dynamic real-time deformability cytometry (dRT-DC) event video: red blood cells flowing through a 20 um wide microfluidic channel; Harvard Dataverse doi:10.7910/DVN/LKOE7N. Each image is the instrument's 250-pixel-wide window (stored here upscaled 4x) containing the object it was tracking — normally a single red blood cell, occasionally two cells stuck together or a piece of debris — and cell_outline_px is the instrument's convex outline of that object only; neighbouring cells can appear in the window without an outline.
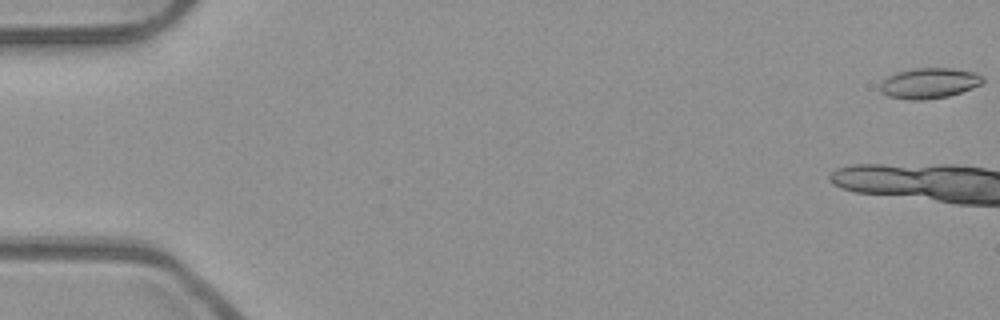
{"species": "common noctule bat (a hibernating species)", "species_latin": "Nyctalus noctula", "temperature_condition": "room temperature", "stored_images_in_passage": 6, "camera_frame_rate_fps": 3000, "um_per_image_px": 0.085, "animal": {"sex": "male", "body_mass_g": 23.1, "forearm_length_mm": 52.7}, "frame": {"image": 1, "passage_image": 1, "time_ms": 0.0, "image_size_px": [1000, 320], "cell_outline_px": [[984, 80], [980, 84], [972, 88], [948, 96], [924, 100], [912, 100], [888, 96], [880, 92], [880, 84], [888, 76], [896, 72], [916, 68], [952, 68], [976, 72], [984, 76]], "centroid_in_image_um": [78.99, 7.06], "position_along_channel_um": 6.0, "area_um2": 18.26}}